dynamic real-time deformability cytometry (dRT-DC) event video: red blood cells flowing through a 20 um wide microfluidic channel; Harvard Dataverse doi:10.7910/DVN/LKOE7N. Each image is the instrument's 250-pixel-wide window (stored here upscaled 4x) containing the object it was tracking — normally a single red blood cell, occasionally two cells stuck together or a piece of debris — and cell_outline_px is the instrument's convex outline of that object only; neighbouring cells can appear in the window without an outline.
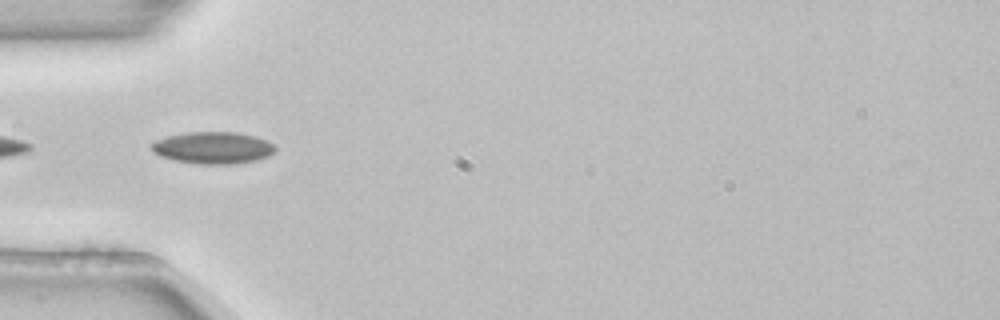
{"species": "common noctule bat (a hibernating species)", "species_latin": "Nyctalus noctula", "temperature_condition": "room temperature", "stored_images_in_passage": 4, "camera_frame_rate_fps": 3000, "um_per_image_px": 0.085, "animal": {"sex": "female", "body_mass_g": 22.7, "forearm_length_mm": 54.2}, "frame": {"image": 1, "passage_image": 1, "time_ms": 0.0, "image_size_px": [1000, 320], "cell_outline_px": [[276, 148], [268, 156], [256, 160], [232, 164], [200, 164], [176, 160], [160, 156], [152, 152], [152, 144], [156, 140], [168, 136], [188, 132], [236, 132], [256, 136], [268, 140]], "centroid_in_image_um": [18.11, 12.55], "position_along_channel_um": 66.9, "area_um2": 22.89}}